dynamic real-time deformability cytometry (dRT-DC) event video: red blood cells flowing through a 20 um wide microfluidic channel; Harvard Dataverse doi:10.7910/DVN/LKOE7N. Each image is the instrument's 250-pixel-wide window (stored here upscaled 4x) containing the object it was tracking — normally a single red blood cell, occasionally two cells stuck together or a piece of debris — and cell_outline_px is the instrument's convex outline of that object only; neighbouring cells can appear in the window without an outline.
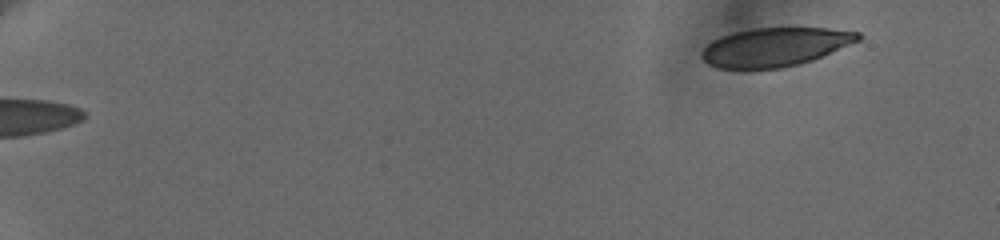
{"species": "human", "species_latin": "Homo sapiens", "temperature_condition": "cold", "stored_images_in_passage": 12, "camera_frame_rate_fps": 3000, "um_per_image_px": 0.085, "donor": {"sex": "female"}, "frame": {"image": 1, "passage_image": 1, "time_ms": 0.0, "image_size_px": [1000, 240], "cell_outline_px": [[860, 40], [812, 60], [780, 68], [748, 72], [716, 68], [708, 64], [700, 56], [700, 52], [712, 40], [720, 36], [752, 28], [828, 28], [860, 32]], "centroid_in_image_um": [65.79, 4.04], "position_along_channel_um": 19.2, "area_um2": 35.89}}